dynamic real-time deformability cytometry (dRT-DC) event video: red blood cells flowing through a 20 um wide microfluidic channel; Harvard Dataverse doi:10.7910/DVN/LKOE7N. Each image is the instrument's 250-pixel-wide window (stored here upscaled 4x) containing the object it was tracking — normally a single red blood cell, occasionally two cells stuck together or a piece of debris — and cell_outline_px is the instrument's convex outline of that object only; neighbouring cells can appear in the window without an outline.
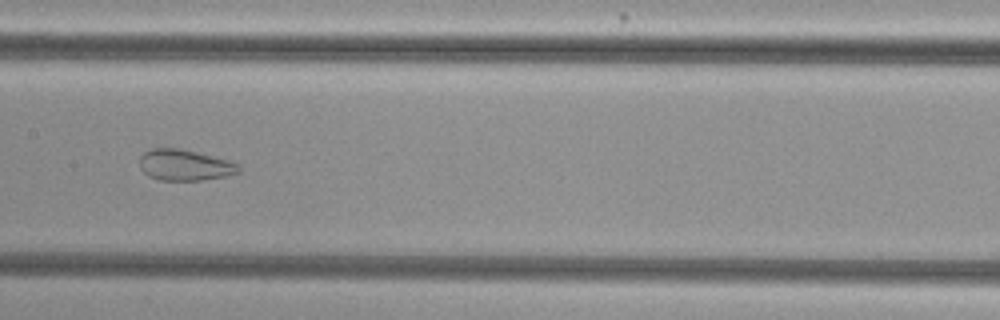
{"species": "common noctule bat (a hibernating species)", "species_latin": "Nyctalus noctula", "temperature_condition": "cold", "stored_images_in_passage": 54, "camera_frame_rate_fps": 3000, "um_per_image_px": 0.085, "animal": {"sex": "female", "body_mass_g": 29.2, "forearm_length_mm": 56.3}, "frame": {"image": 1, "passage_image": 28, "time_ms": 9.0, "image_size_px": [1000, 320], "cell_outline_px": [[240, 172], [228, 176], [200, 180], [160, 180], [148, 176], [140, 168], [140, 156], [144, 152], [152, 148], [180, 148], [232, 160], [240, 164]], "centroid_in_image_um": [15.75, 14.02], "position_along_channel_um": 191.7, "area_um2": 18.21}}
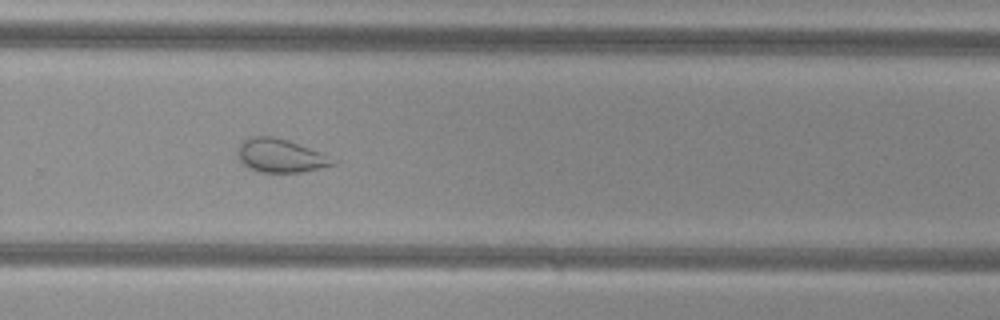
{"frame": {"image": 2, "passage_image": 37, "time_ms": 12.0, "image_size_px": [1000, 320], "cell_outline_px": [[336, 164], [300, 172], [260, 172], [244, 164], [240, 160], [236, 152], [240, 144], [244, 140], [252, 136], [272, 136], [288, 140], [320, 152]], "centroid_in_image_um": [23.77, 13.22], "position_along_channel_um": 306.0, "area_um2": 18.03}}
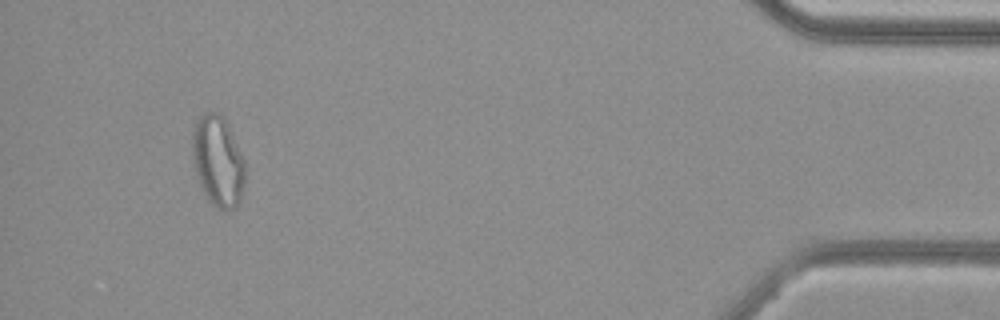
{"frame": {"image": 3, "passage_image": 51, "time_ms": 16.667, "image_size_px": [1000, 320], "cell_outline_px": [[244, 184], [240, 200], [232, 208], [220, 208], [212, 204], [208, 200], [200, 184], [192, 160], [192, 132], [196, 120], [200, 116], [208, 112], [216, 112], [224, 116], [228, 124], [244, 160]], "centroid_in_image_um": [18.5, 13.64], "position_along_channel_um": 416.7, "area_um2": 27.57}, "authors_computed_cell_mechanics": {"area_um2": 26.4146, "velocity_mm_per_s": 3.8135, "shape_relaxation_time_tau1_ms": null, "shape_relaxation_time_tau2_ms": 1.7915, "deformation_change_tau1": null, "deformation_change_tau2": 0.0779}}